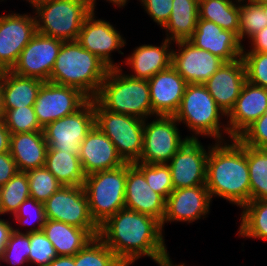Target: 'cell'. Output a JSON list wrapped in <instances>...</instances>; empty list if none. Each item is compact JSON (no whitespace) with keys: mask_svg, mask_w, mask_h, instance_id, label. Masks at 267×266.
<instances>
[{"mask_svg":"<svg viewBox=\"0 0 267 266\" xmlns=\"http://www.w3.org/2000/svg\"><path fill=\"white\" fill-rule=\"evenodd\" d=\"M164 231L156 218L122 208L99 226L98 237L125 265L141 257L159 259L167 254Z\"/></svg>","mask_w":267,"mask_h":266,"instance_id":"obj_1","label":"cell"},{"mask_svg":"<svg viewBox=\"0 0 267 266\" xmlns=\"http://www.w3.org/2000/svg\"><path fill=\"white\" fill-rule=\"evenodd\" d=\"M206 187L211 199L223 198L240 209L250 201L247 145L238 138L211 144L207 158Z\"/></svg>","mask_w":267,"mask_h":266,"instance_id":"obj_2","label":"cell"},{"mask_svg":"<svg viewBox=\"0 0 267 266\" xmlns=\"http://www.w3.org/2000/svg\"><path fill=\"white\" fill-rule=\"evenodd\" d=\"M110 68L78 41L63 42L49 82L73 87L94 99Z\"/></svg>","mask_w":267,"mask_h":266,"instance_id":"obj_3","label":"cell"},{"mask_svg":"<svg viewBox=\"0 0 267 266\" xmlns=\"http://www.w3.org/2000/svg\"><path fill=\"white\" fill-rule=\"evenodd\" d=\"M174 117L179 124H184L192 132L189 139L205 136L213 138V142L230 140L228 126L223 124L224 121L221 122L224 117L226 120L227 116L216 104L204 84H187L180 107Z\"/></svg>","mask_w":267,"mask_h":266,"instance_id":"obj_4","label":"cell"},{"mask_svg":"<svg viewBox=\"0 0 267 266\" xmlns=\"http://www.w3.org/2000/svg\"><path fill=\"white\" fill-rule=\"evenodd\" d=\"M95 99L106 110L153 119L148 80L130 77L122 67L108 70Z\"/></svg>","mask_w":267,"mask_h":266,"instance_id":"obj_5","label":"cell"},{"mask_svg":"<svg viewBox=\"0 0 267 266\" xmlns=\"http://www.w3.org/2000/svg\"><path fill=\"white\" fill-rule=\"evenodd\" d=\"M127 163L112 169L86 175L85 189L92 219L100 226L125 208Z\"/></svg>","mask_w":267,"mask_h":266,"instance_id":"obj_6","label":"cell"},{"mask_svg":"<svg viewBox=\"0 0 267 266\" xmlns=\"http://www.w3.org/2000/svg\"><path fill=\"white\" fill-rule=\"evenodd\" d=\"M33 11L37 32L67 42L77 41L83 22L93 8L88 0H54Z\"/></svg>","mask_w":267,"mask_h":266,"instance_id":"obj_7","label":"cell"},{"mask_svg":"<svg viewBox=\"0 0 267 266\" xmlns=\"http://www.w3.org/2000/svg\"><path fill=\"white\" fill-rule=\"evenodd\" d=\"M95 125L113 142L125 163L138 162L143 150L145 120L106 110L94 98Z\"/></svg>","mask_w":267,"mask_h":266,"instance_id":"obj_8","label":"cell"},{"mask_svg":"<svg viewBox=\"0 0 267 266\" xmlns=\"http://www.w3.org/2000/svg\"><path fill=\"white\" fill-rule=\"evenodd\" d=\"M144 122L143 150L138 162L145 164H167L189 139L182 138L174 116L156 115Z\"/></svg>","mask_w":267,"mask_h":266,"instance_id":"obj_9","label":"cell"},{"mask_svg":"<svg viewBox=\"0 0 267 266\" xmlns=\"http://www.w3.org/2000/svg\"><path fill=\"white\" fill-rule=\"evenodd\" d=\"M95 126L94 99L77 112L53 121L43 128L48 150L79 154L80 145Z\"/></svg>","mask_w":267,"mask_h":266,"instance_id":"obj_10","label":"cell"},{"mask_svg":"<svg viewBox=\"0 0 267 266\" xmlns=\"http://www.w3.org/2000/svg\"><path fill=\"white\" fill-rule=\"evenodd\" d=\"M43 205L46 219L61 221L82 229H99L91 217L83 185L61 186Z\"/></svg>","mask_w":267,"mask_h":266,"instance_id":"obj_11","label":"cell"},{"mask_svg":"<svg viewBox=\"0 0 267 266\" xmlns=\"http://www.w3.org/2000/svg\"><path fill=\"white\" fill-rule=\"evenodd\" d=\"M89 100L76 88L46 81L38 92L33 108L38 123L44 128L53 121L77 112Z\"/></svg>","mask_w":267,"mask_h":266,"instance_id":"obj_12","label":"cell"},{"mask_svg":"<svg viewBox=\"0 0 267 266\" xmlns=\"http://www.w3.org/2000/svg\"><path fill=\"white\" fill-rule=\"evenodd\" d=\"M95 9L85 18L79 32L78 43L90 53L96 55L109 68L122 67V63L117 64L112 60V52L121 51L125 47V37L117 30L111 22L104 19H97Z\"/></svg>","mask_w":267,"mask_h":266,"instance_id":"obj_13","label":"cell"},{"mask_svg":"<svg viewBox=\"0 0 267 266\" xmlns=\"http://www.w3.org/2000/svg\"><path fill=\"white\" fill-rule=\"evenodd\" d=\"M34 13H12L0 15V67L11 70L20 53L36 35Z\"/></svg>","mask_w":267,"mask_h":266,"instance_id":"obj_14","label":"cell"},{"mask_svg":"<svg viewBox=\"0 0 267 266\" xmlns=\"http://www.w3.org/2000/svg\"><path fill=\"white\" fill-rule=\"evenodd\" d=\"M63 42L37 32L22 50L16 64L10 71L22 77L36 78L44 82L49 81Z\"/></svg>","mask_w":267,"mask_h":266,"instance_id":"obj_15","label":"cell"},{"mask_svg":"<svg viewBox=\"0 0 267 266\" xmlns=\"http://www.w3.org/2000/svg\"><path fill=\"white\" fill-rule=\"evenodd\" d=\"M210 144L202 145L199 139H188L167 163L174 189L206 185L207 158ZM207 148V149H205Z\"/></svg>","mask_w":267,"mask_h":266,"instance_id":"obj_16","label":"cell"},{"mask_svg":"<svg viewBox=\"0 0 267 266\" xmlns=\"http://www.w3.org/2000/svg\"><path fill=\"white\" fill-rule=\"evenodd\" d=\"M212 199L206 185L174 189L166 198L165 214L161 222L164 231L166 223H192L204 220L210 213Z\"/></svg>","mask_w":267,"mask_h":266,"instance_id":"obj_17","label":"cell"},{"mask_svg":"<svg viewBox=\"0 0 267 266\" xmlns=\"http://www.w3.org/2000/svg\"><path fill=\"white\" fill-rule=\"evenodd\" d=\"M172 67L188 84H204L224 63L209 51L196 48L187 41L175 42Z\"/></svg>","mask_w":267,"mask_h":266,"instance_id":"obj_18","label":"cell"},{"mask_svg":"<svg viewBox=\"0 0 267 266\" xmlns=\"http://www.w3.org/2000/svg\"><path fill=\"white\" fill-rule=\"evenodd\" d=\"M246 81L245 64L241 57L232 62H224L204 85L227 116L233 109Z\"/></svg>","mask_w":267,"mask_h":266,"instance_id":"obj_19","label":"cell"},{"mask_svg":"<svg viewBox=\"0 0 267 266\" xmlns=\"http://www.w3.org/2000/svg\"><path fill=\"white\" fill-rule=\"evenodd\" d=\"M188 41L196 48L218 56L224 62H232L242 57L244 44L238 36L205 19H198L196 29Z\"/></svg>","mask_w":267,"mask_h":266,"instance_id":"obj_20","label":"cell"},{"mask_svg":"<svg viewBox=\"0 0 267 266\" xmlns=\"http://www.w3.org/2000/svg\"><path fill=\"white\" fill-rule=\"evenodd\" d=\"M267 111V88L246 81L233 109L226 117L230 140L237 139Z\"/></svg>","mask_w":267,"mask_h":266,"instance_id":"obj_21","label":"cell"},{"mask_svg":"<svg viewBox=\"0 0 267 266\" xmlns=\"http://www.w3.org/2000/svg\"><path fill=\"white\" fill-rule=\"evenodd\" d=\"M152 117L174 116L178 111L187 82L171 66L148 80Z\"/></svg>","mask_w":267,"mask_h":266,"instance_id":"obj_22","label":"cell"},{"mask_svg":"<svg viewBox=\"0 0 267 266\" xmlns=\"http://www.w3.org/2000/svg\"><path fill=\"white\" fill-rule=\"evenodd\" d=\"M78 156L85 175L125 164L113 142L96 125L81 143Z\"/></svg>","mask_w":267,"mask_h":266,"instance_id":"obj_23","label":"cell"},{"mask_svg":"<svg viewBox=\"0 0 267 266\" xmlns=\"http://www.w3.org/2000/svg\"><path fill=\"white\" fill-rule=\"evenodd\" d=\"M166 200L153 191L144 174L132 163H127L125 208L152 216L162 222Z\"/></svg>","mask_w":267,"mask_h":266,"instance_id":"obj_24","label":"cell"},{"mask_svg":"<svg viewBox=\"0 0 267 266\" xmlns=\"http://www.w3.org/2000/svg\"><path fill=\"white\" fill-rule=\"evenodd\" d=\"M173 42L164 38L160 46L144 44L137 46L131 51V55L125 57V63L131 71L127 73L130 77L149 80L158 72L164 71L172 66ZM134 73V74H133Z\"/></svg>","mask_w":267,"mask_h":266,"instance_id":"obj_25","label":"cell"},{"mask_svg":"<svg viewBox=\"0 0 267 266\" xmlns=\"http://www.w3.org/2000/svg\"><path fill=\"white\" fill-rule=\"evenodd\" d=\"M42 231L58 256H75L99 235V229H82L51 219H46Z\"/></svg>","mask_w":267,"mask_h":266,"instance_id":"obj_26","label":"cell"},{"mask_svg":"<svg viewBox=\"0 0 267 266\" xmlns=\"http://www.w3.org/2000/svg\"><path fill=\"white\" fill-rule=\"evenodd\" d=\"M48 145L43 131L11 134L10 154L20 172L45 166Z\"/></svg>","mask_w":267,"mask_h":266,"instance_id":"obj_27","label":"cell"},{"mask_svg":"<svg viewBox=\"0 0 267 266\" xmlns=\"http://www.w3.org/2000/svg\"><path fill=\"white\" fill-rule=\"evenodd\" d=\"M44 81L22 77L10 70H4L0 77L3 109L33 106Z\"/></svg>","mask_w":267,"mask_h":266,"instance_id":"obj_28","label":"cell"},{"mask_svg":"<svg viewBox=\"0 0 267 266\" xmlns=\"http://www.w3.org/2000/svg\"><path fill=\"white\" fill-rule=\"evenodd\" d=\"M199 19V0H173L167 23L161 28L165 38L175 43L187 41L193 35Z\"/></svg>","mask_w":267,"mask_h":266,"instance_id":"obj_29","label":"cell"},{"mask_svg":"<svg viewBox=\"0 0 267 266\" xmlns=\"http://www.w3.org/2000/svg\"><path fill=\"white\" fill-rule=\"evenodd\" d=\"M45 167L63 186H82L86 175L79 156L63 150H47Z\"/></svg>","mask_w":267,"mask_h":266,"instance_id":"obj_30","label":"cell"},{"mask_svg":"<svg viewBox=\"0 0 267 266\" xmlns=\"http://www.w3.org/2000/svg\"><path fill=\"white\" fill-rule=\"evenodd\" d=\"M199 18L238 36L239 0H199Z\"/></svg>","mask_w":267,"mask_h":266,"instance_id":"obj_31","label":"cell"},{"mask_svg":"<svg viewBox=\"0 0 267 266\" xmlns=\"http://www.w3.org/2000/svg\"><path fill=\"white\" fill-rule=\"evenodd\" d=\"M238 233L242 238L267 240V200H252L242 207Z\"/></svg>","mask_w":267,"mask_h":266,"instance_id":"obj_32","label":"cell"},{"mask_svg":"<svg viewBox=\"0 0 267 266\" xmlns=\"http://www.w3.org/2000/svg\"><path fill=\"white\" fill-rule=\"evenodd\" d=\"M250 201L267 200V149L247 146Z\"/></svg>","mask_w":267,"mask_h":266,"instance_id":"obj_33","label":"cell"},{"mask_svg":"<svg viewBox=\"0 0 267 266\" xmlns=\"http://www.w3.org/2000/svg\"><path fill=\"white\" fill-rule=\"evenodd\" d=\"M74 260L75 266H125L98 236L82 248Z\"/></svg>","mask_w":267,"mask_h":266,"instance_id":"obj_34","label":"cell"},{"mask_svg":"<svg viewBox=\"0 0 267 266\" xmlns=\"http://www.w3.org/2000/svg\"><path fill=\"white\" fill-rule=\"evenodd\" d=\"M267 26V17L262 6L252 0H239L238 39L243 44Z\"/></svg>","mask_w":267,"mask_h":266,"instance_id":"obj_35","label":"cell"},{"mask_svg":"<svg viewBox=\"0 0 267 266\" xmlns=\"http://www.w3.org/2000/svg\"><path fill=\"white\" fill-rule=\"evenodd\" d=\"M1 188V207L3 214H15L19 205L30 198L29 182L26 172L18 171Z\"/></svg>","mask_w":267,"mask_h":266,"instance_id":"obj_36","label":"cell"},{"mask_svg":"<svg viewBox=\"0 0 267 266\" xmlns=\"http://www.w3.org/2000/svg\"><path fill=\"white\" fill-rule=\"evenodd\" d=\"M26 175L30 197L36 201L44 203L63 186L45 166L27 171Z\"/></svg>","mask_w":267,"mask_h":266,"instance_id":"obj_37","label":"cell"},{"mask_svg":"<svg viewBox=\"0 0 267 266\" xmlns=\"http://www.w3.org/2000/svg\"><path fill=\"white\" fill-rule=\"evenodd\" d=\"M30 250V233H24L19 227H14L3 254L0 256V262L11 266H25L26 264L29 266Z\"/></svg>","mask_w":267,"mask_h":266,"instance_id":"obj_38","label":"cell"},{"mask_svg":"<svg viewBox=\"0 0 267 266\" xmlns=\"http://www.w3.org/2000/svg\"><path fill=\"white\" fill-rule=\"evenodd\" d=\"M143 174L150 188L165 200L174 190L171 171L168 164L133 163Z\"/></svg>","mask_w":267,"mask_h":266,"instance_id":"obj_39","label":"cell"},{"mask_svg":"<svg viewBox=\"0 0 267 266\" xmlns=\"http://www.w3.org/2000/svg\"><path fill=\"white\" fill-rule=\"evenodd\" d=\"M3 120L11 134L43 131L38 123L33 106L3 109Z\"/></svg>","mask_w":267,"mask_h":266,"instance_id":"obj_40","label":"cell"},{"mask_svg":"<svg viewBox=\"0 0 267 266\" xmlns=\"http://www.w3.org/2000/svg\"><path fill=\"white\" fill-rule=\"evenodd\" d=\"M13 217L23 227L31 225L32 228L30 227L29 230L24 229L25 233L42 231L46 222L43 202L30 197L19 205Z\"/></svg>","mask_w":267,"mask_h":266,"instance_id":"obj_41","label":"cell"},{"mask_svg":"<svg viewBox=\"0 0 267 266\" xmlns=\"http://www.w3.org/2000/svg\"><path fill=\"white\" fill-rule=\"evenodd\" d=\"M249 83L267 88V53L242 52Z\"/></svg>","mask_w":267,"mask_h":266,"instance_id":"obj_42","label":"cell"},{"mask_svg":"<svg viewBox=\"0 0 267 266\" xmlns=\"http://www.w3.org/2000/svg\"><path fill=\"white\" fill-rule=\"evenodd\" d=\"M29 265L47 266L58 255L43 231L30 233Z\"/></svg>","mask_w":267,"mask_h":266,"instance_id":"obj_43","label":"cell"},{"mask_svg":"<svg viewBox=\"0 0 267 266\" xmlns=\"http://www.w3.org/2000/svg\"><path fill=\"white\" fill-rule=\"evenodd\" d=\"M238 139L249 147L267 149V111L253 122Z\"/></svg>","mask_w":267,"mask_h":266,"instance_id":"obj_44","label":"cell"},{"mask_svg":"<svg viewBox=\"0 0 267 266\" xmlns=\"http://www.w3.org/2000/svg\"><path fill=\"white\" fill-rule=\"evenodd\" d=\"M157 26L163 27L171 14L173 0H138Z\"/></svg>","mask_w":267,"mask_h":266,"instance_id":"obj_45","label":"cell"},{"mask_svg":"<svg viewBox=\"0 0 267 266\" xmlns=\"http://www.w3.org/2000/svg\"><path fill=\"white\" fill-rule=\"evenodd\" d=\"M18 171L10 152L0 153V187L6 184Z\"/></svg>","mask_w":267,"mask_h":266,"instance_id":"obj_46","label":"cell"},{"mask_svg":"<svg viewBox=\"0 0 267 266\" xmlns=\"http://www.w3.org/2000/svg\"><path fill=\"white\" fill-rule=\"evenodd\" d=\"M249 40L250 49L246 50L245 47H243V52L267 53V26L254 34Z\"/></svg>","mask_w":267,"mask_h":266,"instance_id":"obj_47","label":"cell"},{"mask_svg":"<svg viewBox=\"0 0 267 266\" xmlns=\"http://www.w3.org/2000/svg\"><path fill=\"white\" fill-rule=\"evenodd\" d=\"M13 230L14 225L12 226L10 221L0 218V256L3 254Z\"/></svg>","mask_w":267,"mask_h":266,"instance_id":"obj_48","label":"cell"},{"mask_svg":"<svg viewBox=\"0 0 267 266\" xmlns=\"http://www.w3.org/2000/svg\"><path fill=\"white\" fill-rule=\"evenodd\" d=\"M10 136L3 118H0V153L10 152Z\"/></svg>","mask_w":267,"mask_h":266,"instance_id":"obj_49","label":"cell"},{"mask_svg":"<svg viewBox=\"0 0 267 266\" xmlns=\"http://www.w3.org/2000/svg\"><path fill=\"white\" fill-rule=\"evenodd\" d=\"M47 266H75L74 256H57Z\"/></svg>","mask_w":267,"mask_h":266,"instance_id":"obj_50","label":"cell"},{"mask_svg":"<svg viewBox=\"0 0 267 266\" xmlns=\"http://www.w3.org/2000/svg\"><path fill=\"white\" fill-rule=\"evenodd\" d=\"M171 256L169 254L154 260V262L158 265V266H186L185 263H178L174 265L173 260L170 258Z\"/></svg>","mask_w":267,"mask_h":266,"instance_id":"obj_51","label":"cell"},{"mask_svg":"<svg viewBox=\"0 0 267 266\" xmlns=\"http://www.w3.org/2000/svg\"><path fill=\"white\" fill-rule=\"evenodd\" d=\"M88 1L91 7L96 10L95 4H97L96 2L97 0H88ZM106 2L112 3V5H114L115 7L123 9V7L128 4L129 0H106Z\"/></svg>","mask_w":267,"mask_h":266,"instance_id":"obj_52","label":"cell"},{"mask_svg":"<svg viewBox=\"0 0 267 266\" xmlns=\"http://www.w3.org/2000/svg\"><path fill=\"white\" fill-rule=\"evenodd\" d=\"M25 1L28 2L30 6L34 9L43 3L54 1V0H25Z\"/></svg>","mask_w":267,"mask_h":266,"instance_id":"obj_53","label":"cell"},{"mask_svg":"<svg viewBox=\"0 0 267 266\" xmlns=\"http://www.w3.org/2000/svg\"><path fill=\"white\" fill-rule=\"evenodd\" d=\"M3 114H4V111H3V106H2V89L0 86V118H3Z\"/></svg>","mask_w":267,"mask_h":266,"instance_id":"obj_54","label":"cell"},{"mask_svg":"<svg viewBox=\"0 0 267 266\" xmlns=\"http://www.w3.org/2000/svg\"><path fill=\"white\" fill-rule=\"evenodd\" d=\"M260 5L262 6V9H263V11L265 12L266 17H267V3H265V4H260Z\"/></svg>","mask_w":267,"mask_h":266,"instance_id":"obj_55","label":"cell"},{"mask_svg":"<svg viewBox=\"0 0 267 266\" xmlns=\"http://www.w3.org/2000/svg\"><path fill=\"white\" fill-rule=\"evenodd\" d=\"M252 1H254V2L258 3V4H265V3H267V0H252Z\"/></svg>","mask_w":267,"mask_h":266,"instance_id":"obj_56","label":"cell"},{"mask_svg":"<svg viewBox=\"0 0 267 266\" xmlns=\"http://www.w3.org/2000/svg\"><path fill=\"white\" fill-rule=\"evenodd\" d=\"M2 215V207H1V188H0V217Z\"/></svg>","mask_w":267,"mask_h":266,"instance_id":"obj_57","label":"cell"},{"mask_svg":"<svg viewBox=\"0 0 267 266\" xmlns=\"http://www.w3.org/2000/svg\"><path fill=\"white\" fill-rule=\"evenodd\" d=\"M4 70L0 67V77L3 75Z\"/></svg>","mask_w":267,"mask_h":266,"instance_id":"obj_58","label":"cell"}]
</instances>
